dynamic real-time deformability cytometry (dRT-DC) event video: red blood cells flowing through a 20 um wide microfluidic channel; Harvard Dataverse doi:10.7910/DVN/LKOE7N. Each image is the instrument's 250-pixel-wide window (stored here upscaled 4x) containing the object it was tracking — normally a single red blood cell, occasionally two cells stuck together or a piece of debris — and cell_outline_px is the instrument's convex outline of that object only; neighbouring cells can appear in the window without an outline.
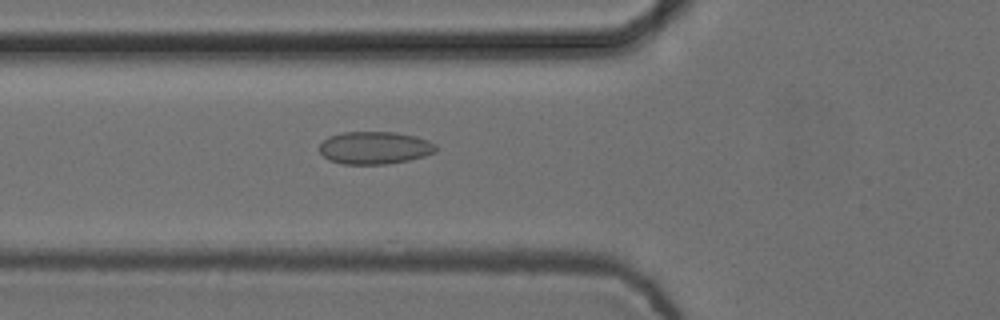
{"species": "common noctule bat (a hibernating species)", "species_latin": "Nyctalus noctula", "temperature_condition": "cold", "stored_images_in_passage": 48, "camera_frame_rate_fps": 3000, "um_per_image_px": 0.085, "animal": {"sex": "female", "body_mass_g": 24.6, "forearm_length_mm": 56.2}, "frame": {"image": 1, "passage_image": 13, "time_ms": 4.0, "image_size_px": [1000, 320], "cell_outline_px": [[436, 152], [424, 156], [408, 160], [388, 164], [340, 164], [328, 160], [320, 152], [320, 144], [328, 136], [344, 132], [392, 132], [416, 136], [428, 140], [436, 144]], "centroid_in_image_um": [31.84, 12.57], "position_along_channel_um": 94.0, "area_um2": 22.2}}
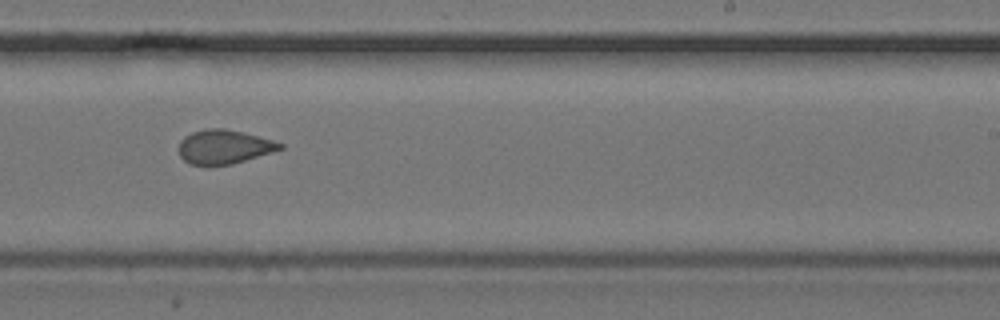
{"frame": {"image": 2, "passage_image": 27, "time_ms": 8.667, "image_size_px": [1000, 320], "cell_outline_px": [[284, 148], [272, 152], [232, 164], [188, 164], [180, 156], [180, 140], [184, 136], [192, 132], [208, 128], [224, 128], [272, 140], [284, 144]], "centroid_in_image_um": [19.03, 12.47], "position_along_channel_um": 270.0, "area_um2": 19.71}}
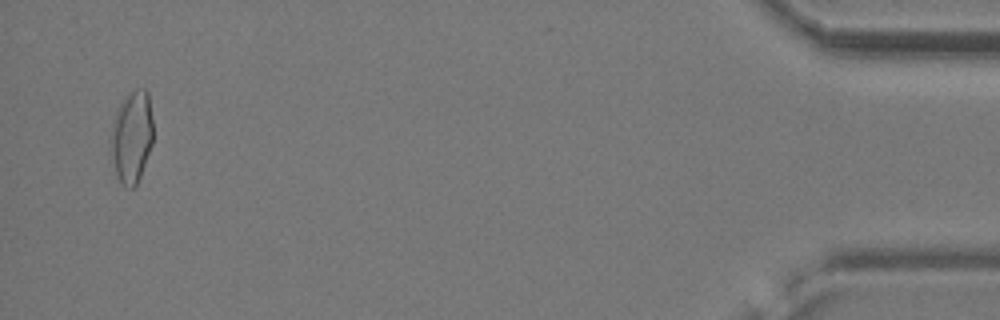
{"frame": {"image": 3, "passage_image": 46, "time_ms": 15.0, "image_size_px": [1000, 320], "cell_outline_px": [[152, 144], [140, 176], [136, 184], [132, 188], [128, 188], [120, 180], [116, 172], [108, 140], [116, 108], [136, 88], [144, 88], [148, 92], [152, 120]], "centroid_in_image_um": [11.18, 11.6], "position_along_channel_um": 424.0, "area_um2": 22.54}, "authors_computed_cell_mechanics": {"area_um2": 20.8947, "velocity_mm_per_s": 3.7534, "shape_relaxation_time_tau1_ms": null, "shape_relaxation_time_tau2_ms": 1.1664, "deformation_change_tau1": null, "deformation_change_tau2": 0.0599}}